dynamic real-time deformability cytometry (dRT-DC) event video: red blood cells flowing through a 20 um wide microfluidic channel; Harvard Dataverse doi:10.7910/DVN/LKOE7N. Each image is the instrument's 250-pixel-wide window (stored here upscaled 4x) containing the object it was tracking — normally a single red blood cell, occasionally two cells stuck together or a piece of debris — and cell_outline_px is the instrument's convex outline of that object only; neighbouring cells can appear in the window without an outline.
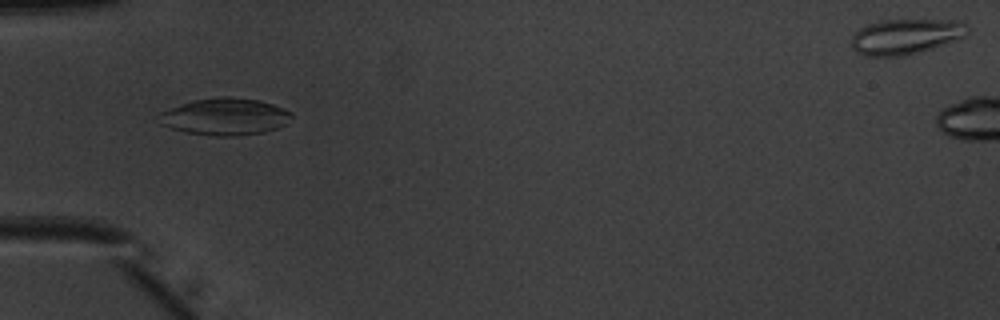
{"species": "common noctule bat (a hibernating species)", "species_latin": "Nyctalus noctula", "temperature_condition": "warm", "stored_images_in_passage": 45, "camera_frame_rate_fps": 3000, "um_per_image_px": 0.085, "animal": {"sex": "male", "body_mass_g": 20.1, "forearm_length_mm": 53.5}, "frame": {"image": 1, "passage_image": 11, "time_ms": 3.333, "image_size_px": [1000, 320], "cell_outline_px": [[292, 116], [288, 124], [280, 128], [264, 132], [236, 136], [212, 136], [184, 132], [160, 124], [156, 112], [192, 100], [220, 96], [232, 96], [260, 100], [284, 108], [292, 112]], "centroid_in_image_um": [19.12, 9.91], "position_along_channel_um": 65.9, "area_um2": 29.25}}
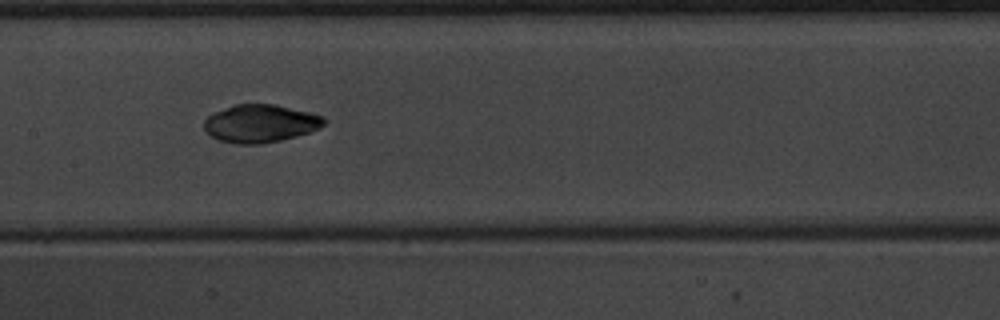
{"frame": {"image": 2, "passage_image": 20, "time_ms": 6.333, "image_size_px": [1000, 320], "cell_outline_px": [[324, 124], [320, 128], [296, 136], [280, 140], [260, 144], [236, 144], [220, 140], [204, 132], [204, 120], [208, 116], [216, 112], [236, 104], [276, 104], [324, 116]], "centroid_in_image_um": [22.12, 10.5], "position_along_channel_um": 185.3, "area_um2": 26.3}}
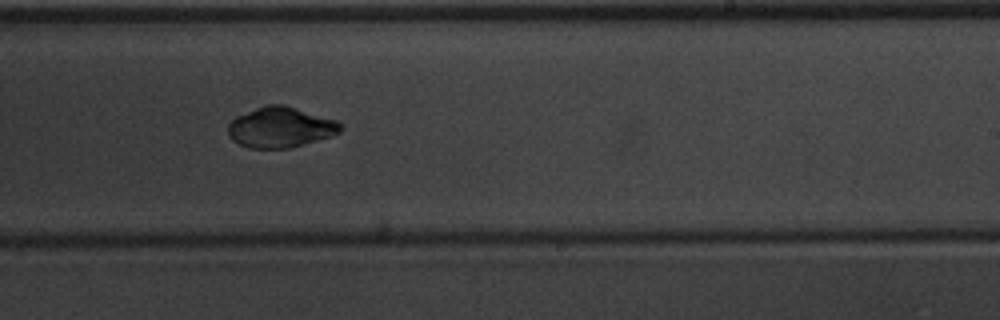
{"frame": {"image": 3, "passage_image": 26, "time_ms": 8.333, "image_size_px": [1000, 320], "cell_outline_px": [[344, 128], [340, 132], [332, 136], [304, 144], [288, 148], [248, 148], [232, 140], [228, 136], [228, 124], [236, 116], [264, 104], [284, 104], [336, 120], [344, 124]], "centroid_in_image_um": [23.85, 10.81], "position_along_channel_um": 265.1, "area_um2": 26.76}, "authors_computed_cell_mechanics": {"area_um2": 27.6284, "velocity_mm_per_s": 4.0104, "shape_relaxation_time_tau1_ms": 5.3359, "shape_relaxation_time_tau2_ms": 1.4228, "deformation_change_tau1": 0.1798, "deformation_change_tau2": 0.0331}}